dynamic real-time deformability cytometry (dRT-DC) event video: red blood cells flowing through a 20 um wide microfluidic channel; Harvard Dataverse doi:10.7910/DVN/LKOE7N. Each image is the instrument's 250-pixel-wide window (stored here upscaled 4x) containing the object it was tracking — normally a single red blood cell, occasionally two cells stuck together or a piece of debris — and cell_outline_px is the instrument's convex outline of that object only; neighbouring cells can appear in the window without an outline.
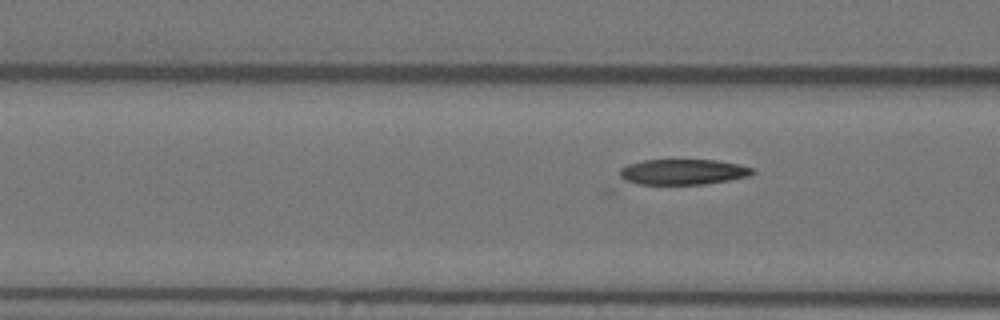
{"species": "Egyptian fruit bat (a non-hibernating species)", "species_latin": "Rousettus aegyptiacus", "temperature_condition": "warm", "stored_images_in_passage": 35, "camera_frame_rate_fps": 3000, "um_per_image_px": 0.085, "animal": {"sex": "female"}, "frame": {"image": 1, "passage_image": 10, "time_ms": 3.0, "image_size_px": [1000, 320], "cell_outline_px": [[756, 172], [752, 176], [704, 184], [640, 184], [628, 180], [620, 176], [620, 168], [628, 164], [644, 160], [716, 160], [740, 164], [752, 168]], "centroid_in_image_um": [58.12, 14.6], "position_along_channel_um": 108.5, "area_um2": 19.65}}
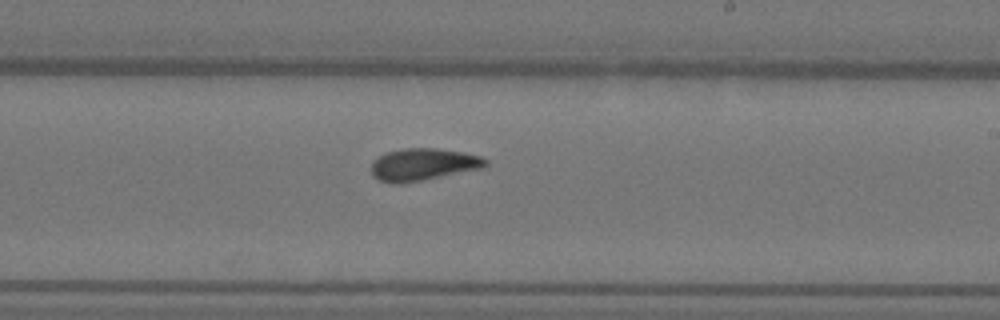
{"frame": {"image": 2, "passage_image": 22, "time_ms": 7.0, "image_size_px": [1000, 320], "cell_outline_px": [[488, 164], [484, 168], [400, 184], [392, 184], [380, 180], [372, 176], [372, 160], [384, 152], [404, 148], [436, 148], [464, 152], [480, 156], [488, 160]], "centroid_in_image_um": [35.95, 13.97], "position_along_channel_um": 253.0, "area_um2": 21.62}}
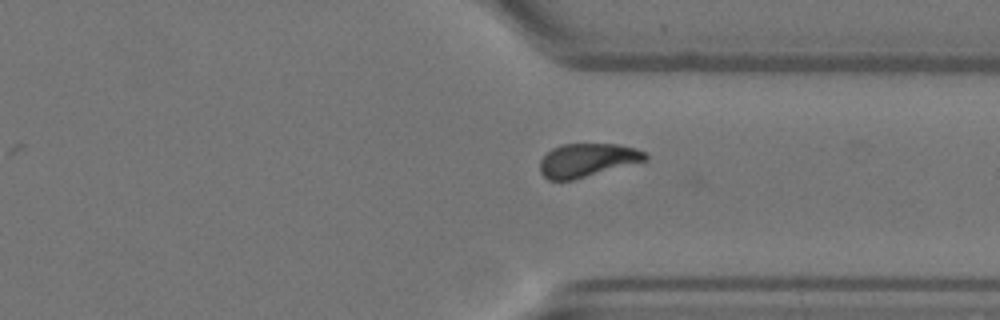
{"frame": {"image": 3, "passage_image": 31, "time_ms": 10.0, "image_size_px": [1000, 320], "cell_outline_px": [[648, 160], [572, 180], [548, 180], [540, 172], [540, 160], [552, 148], [560, 144], [616, 144], [636, 148], [644, 152], [648, 156]], "centroid_in_image_um": [49.91, 13.61], "position_along_channel_um": 361.5, "area_um2": 20.46}}